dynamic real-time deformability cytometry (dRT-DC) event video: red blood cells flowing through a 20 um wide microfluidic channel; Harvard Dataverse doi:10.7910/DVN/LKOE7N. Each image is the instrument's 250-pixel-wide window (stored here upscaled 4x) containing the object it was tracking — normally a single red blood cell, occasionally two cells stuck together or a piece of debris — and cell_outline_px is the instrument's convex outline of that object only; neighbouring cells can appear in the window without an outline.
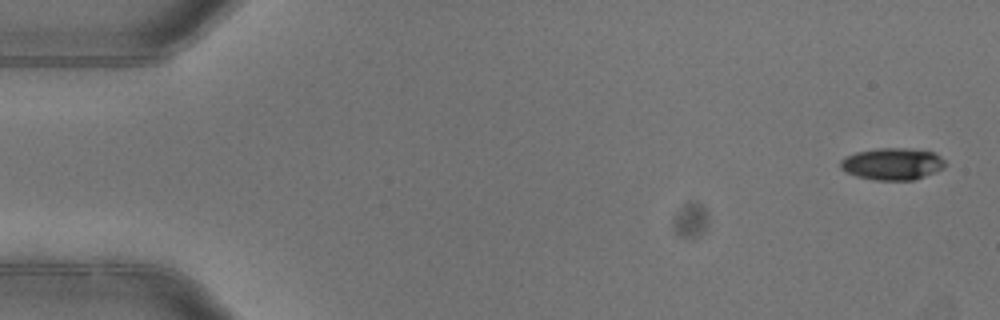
{"species": "common noctule bat (a hibernating species)", "species_latin": "Nyctalus noctula", "temperature_condition": "warm", "stored_images_in_passage": 4, "camera_frame_rate_fps": 3000, "um_per_image_px": 0.085, "animal": {"sex": "female"}, "frame": {"image": 1, "passage_image": 1, "time_ms": 0.0, "image_size_px": [1000, 320], "cell_outline_px": [[944, 168], [924, 176], [912, 180], [876, 180], [856, 176], [840, 168], [840, 160], [844, 156], [856, 152], [880, 148], [908, 148], [932, 152], [940, 156], [944, 160]], "centroid_in_image_um": [75.82, 13.93], "position_along_channel_um": 9.2, "area_um2": 19.36}}